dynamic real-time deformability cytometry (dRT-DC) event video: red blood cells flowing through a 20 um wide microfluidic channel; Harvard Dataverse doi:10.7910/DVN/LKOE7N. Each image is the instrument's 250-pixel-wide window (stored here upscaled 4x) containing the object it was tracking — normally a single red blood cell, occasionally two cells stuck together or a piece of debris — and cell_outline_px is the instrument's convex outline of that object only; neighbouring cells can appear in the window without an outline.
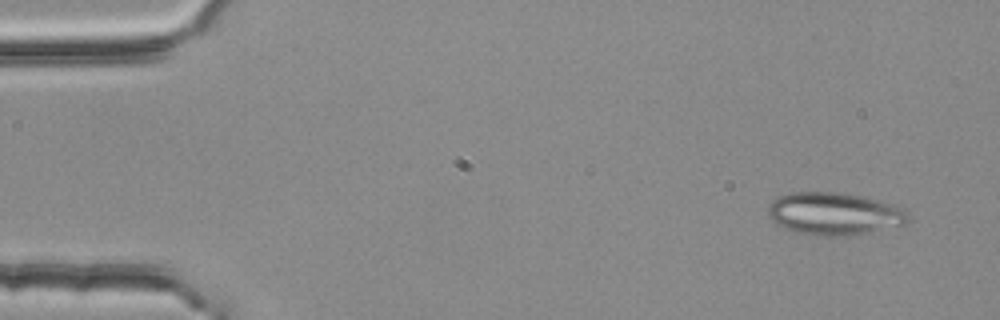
{"species": "common noctule bat (a hibernating species)", "species_latin": "Nyctalus noctula", "temperature_condition": "room temperature", "stored_images_in_passage": 3, "camera_frame_rate_fps": 3000, "um_per_image_px": 0.085, "animal": {"sex": "female", "body_mass_g": 25.1}, "frame": {"image": 1, "passage_image": 1, "time_ms": 0.0, "image_size_px": [1000, 320], "cell_outline_px": [[912, 220], [904, 224], [868, 232], [848, 236], [816, 236], [784, 228], [776, 224], [768, 216], [768, 204], [772, 200], [780, 196], [792, 192], [844, 192], [880, 200], [904, 208], [912, 216]], "centroid_in_image_um": [70.94, 18.16], "position_along_channel_um": 14.1, "area_um2": 35.08}}